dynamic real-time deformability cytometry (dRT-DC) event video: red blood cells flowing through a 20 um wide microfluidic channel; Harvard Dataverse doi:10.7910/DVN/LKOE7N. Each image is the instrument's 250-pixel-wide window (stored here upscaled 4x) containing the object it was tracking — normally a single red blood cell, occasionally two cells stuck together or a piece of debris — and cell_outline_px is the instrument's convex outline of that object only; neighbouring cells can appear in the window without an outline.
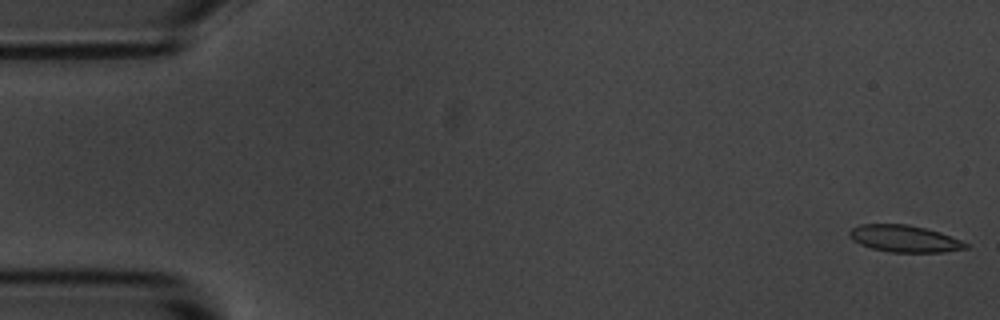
{"species": "common noctule bat (a hibernating species)", "species_latin": "Nyctalus noctula", "temperature_condition": "room temperature", "stored_images_in_passage": 56, "camera_frame_rate_fps": 3000, "um_per_image_px": 0.085, "animal": {"sex": "male", "body_mass_g": 20.1, "forearm_length_mm": 53.5}, "frame": {"image": 1, "passage_image": 1, "time_ms": 0.0, "image_size_px": [1000, 320], "cell_outline_px": [[968, 248], [944, 252], [888, 252], [872, 248], [860, 244], [852, 240], [848, 236], [848, 232], [852, 228], [860, 224], [908, 224], [940, 232], [960, 240], [968, 244]], "centroid_in_image_um": [76.85, 20.28], "position_along_channel_um": 8.2, "area_um2": 18.21}}
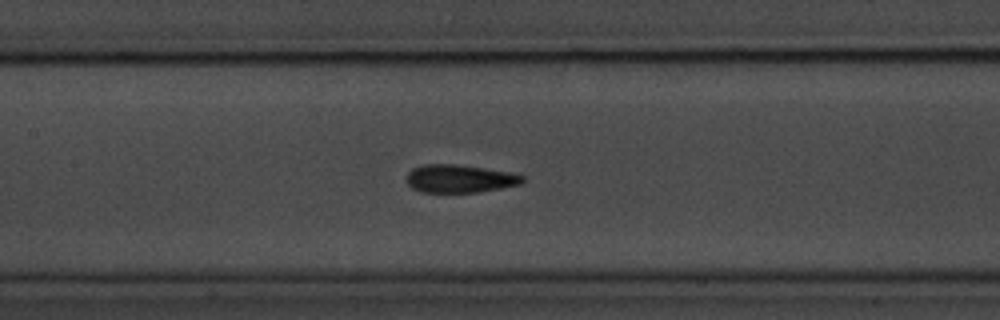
{"frame": {"image": 2, "passage_image": 25, "time_ms": 8.0, "image_size_px": [1000, 320], "cell_outline_px": [[524, 180], [520, 184], [500, 188], [476, 192], [420, 192], [412, 188], [408, 184], [408, 172], [412, 168], [420, 164], [456, 164], [484, 168], [508, 172], [524, 176]], "centroid_in_image_um": [39.03, 15.18], "position_along_channel_um": 168.4, "area_um2": 18.79}}
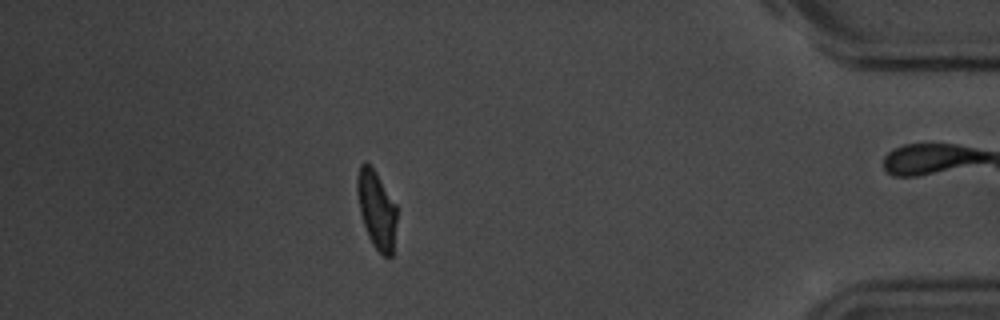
{"frame": {"image": 3, "passage_image": 48, "time_ms": 15.667, "image_size_px": [1000, 320], "cell_outline_px": [[396, 220], [392, 256], [384, 256], [372, 244], [368, 236], [360, 212], [356, 192], [356, 176], [360, 164], [364, 160], [376, 172], [396, 204]], "centroid_in_image_um": [31.98, 17.77], "position_along_channel_um": 403.2, "area_um2": 17.92}, "authors_computed_cell_mechanics": {"area_um2": 18.5538, "velocity_mm_per_s": 3.6615, "shape_relaxation_time_tau1_ms": 2.3148, "shape_relaxation_time_tau2_ms": 1.1477, "deformation_change_tau1": 0.1145, "deformation_change_tau2": 0.0668}}